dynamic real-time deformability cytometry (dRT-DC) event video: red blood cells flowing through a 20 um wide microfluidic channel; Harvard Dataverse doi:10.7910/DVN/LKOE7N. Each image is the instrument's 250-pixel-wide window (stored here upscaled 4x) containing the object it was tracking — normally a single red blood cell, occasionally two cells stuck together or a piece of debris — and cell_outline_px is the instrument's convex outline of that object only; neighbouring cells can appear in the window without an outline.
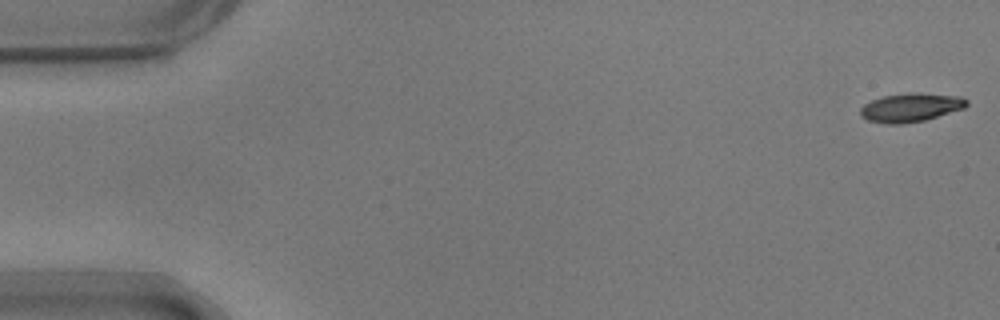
{"species": "common noctule bat (a hibernating species)", "species_latin": "Nyctalus noctula", "temperature_condition": "warm", "stored_images_in_passage": 27, "camera_frame_rate_fps": 3000, "um_per_image_px": 0.085, "animal": {"sex": "male", "body_mass_g": 17.9}, "frame": {"image": 1, "passage_image": 1, "time_ms": 0.0, "image_size_px": [1000, 320], "cell_outline_px": [[968, 104], [964, 108], [924, 120], [900, 124], [888, 124], [868, 120], [860, 116], [860, 108], [864, 104], [872, 100], [884, 96], [908, 92], [920, 92], [960, 96], [968, 100]], "centroid_in_image_um": [77.41, 9.12], "position_along_channel_um": 7.6, "area_um2": 17.8}}
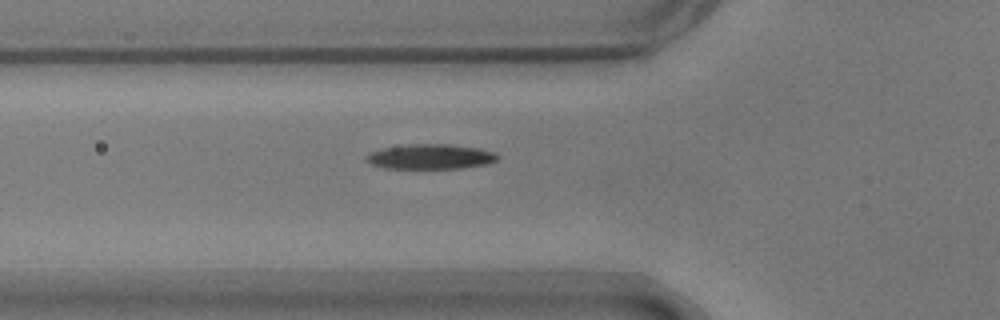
{"frame": {"image": 2, "passage_image": 19, "time_ms": 6.0, "image_size_px": [1000, 320], "cell_outline_px": [[500, 156], [496, 160], [488, 164], [464, 168], [384, 168], [372, 164], [364, 160], [364, 156], [368, 152], [384, 148], [412, 144], [448, 144], [480, 148], [496, 152]], "centroid_in_image_um": [36.6, 13.31], "position_along_channel_um": 89.2, "area_um2": 19.25}}
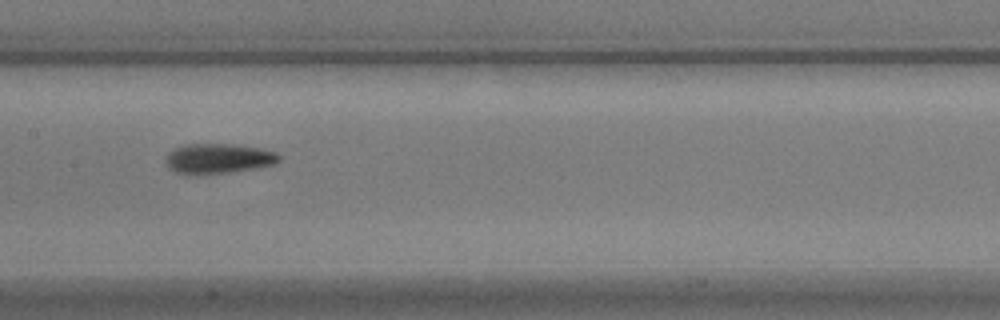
{"frame": {"image": 3, "passage_image": 27, "time_ms": 8.667, "image_size_px": [1000, 320], "cell_outline_px": [[280, 160], [276, 164], [260, 168], [196, 176], [188, 176], [176, 172], [168, 168], [164, 160], [168, 152], [176, 148], [188, 144], [232, 144], [260, 148], [276, 152], [280, 156]], "centroid_in_image_um": [18.54, 13.5], "position_along_channel_um": 188.9, "area_um2": 20.29}}